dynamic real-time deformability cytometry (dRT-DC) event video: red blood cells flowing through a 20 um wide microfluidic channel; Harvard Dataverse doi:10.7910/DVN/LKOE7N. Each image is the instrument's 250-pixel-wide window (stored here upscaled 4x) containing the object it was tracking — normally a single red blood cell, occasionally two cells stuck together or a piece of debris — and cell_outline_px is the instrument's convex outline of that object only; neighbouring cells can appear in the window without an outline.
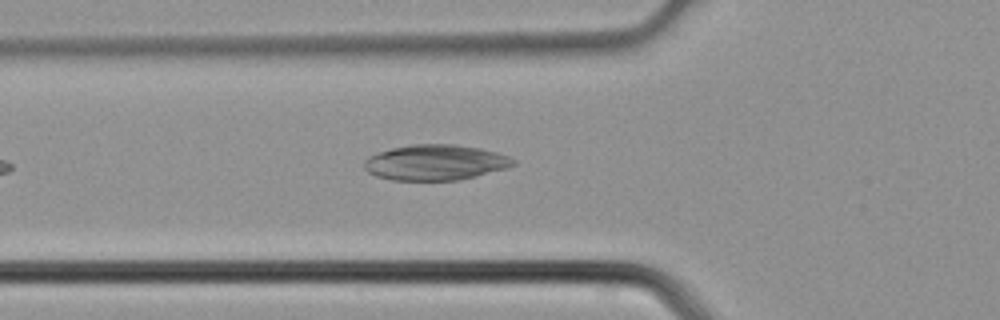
{"species": "common noctule bat (a hibernating species)", "species_latin": "Nyctalus noctula", "temperature_condition": "cold", "stored_images_in_passage": 4, "camera_frame_rate_fps": 3000, "um_per_image_px": 0.085, "animal": {"sex": "male", "body_mass_g": 21.5, "forearm_length_mm": 52.0}, "frame": {"image": 1, "passage_image": 4, "time_ms": 1.0, "image_size_px": [1000, 320], "cell_outline_px": [[516, 164], [508, 168], [460, 180], [392, 180], [376, 176], [368, 172], [364, 168], [364, 160], [368, 156], [392, 148], [412, 144], [456, 144], [480, 148], [496, 152], [508, 156], [516, 160]], "centroid_in_image_um": [37.02, 13.81], "position_along_channel_um": 88.8, "area_um2": 30.98}}